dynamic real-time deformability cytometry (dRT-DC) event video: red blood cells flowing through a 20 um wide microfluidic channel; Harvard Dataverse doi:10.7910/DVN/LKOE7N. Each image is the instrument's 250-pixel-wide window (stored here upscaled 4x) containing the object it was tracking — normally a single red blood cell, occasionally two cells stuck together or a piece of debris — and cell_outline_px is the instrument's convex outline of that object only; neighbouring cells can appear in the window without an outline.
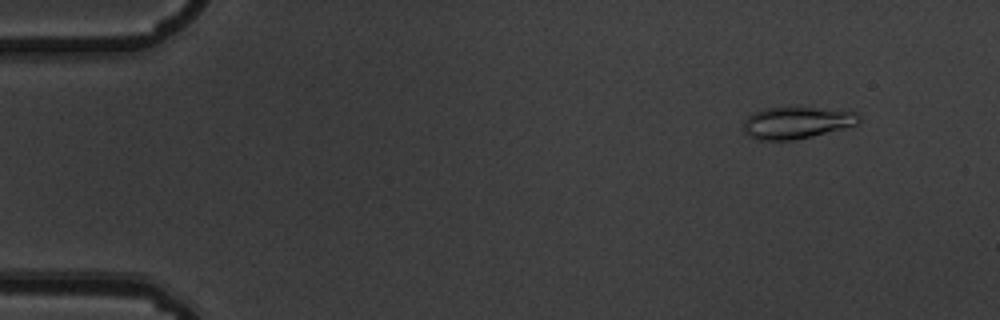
{"species": "common noctule bat (a hibernating species)", "species_latin": "Nyctalus noctula", "temperature_condition": "warm", "stored_images_in_passage": 6, "camera_frame_rate_fps": 3000, "um_per_image_px": 0.085, "animal": {"sex": "male", "body_mass_g": 19.5, "forearm_length_mm": 54.6}, "frame": {"image": 1, "passage_image": 2, "time_ms": 0.333, "image_size_px": [1000, 320], "cell_outline_px": [[860, 120], [856, 124], [812, 136], [792, 140], [756, 140], [744, 132], [744, 120], [748, 116], [764, 108], [812, 108], [856, 112], [860, 116]], "centroid_in_image_um": [67.67, 10.44], "position_along_channel_um": 17.3, "area_um2": 20.92}}